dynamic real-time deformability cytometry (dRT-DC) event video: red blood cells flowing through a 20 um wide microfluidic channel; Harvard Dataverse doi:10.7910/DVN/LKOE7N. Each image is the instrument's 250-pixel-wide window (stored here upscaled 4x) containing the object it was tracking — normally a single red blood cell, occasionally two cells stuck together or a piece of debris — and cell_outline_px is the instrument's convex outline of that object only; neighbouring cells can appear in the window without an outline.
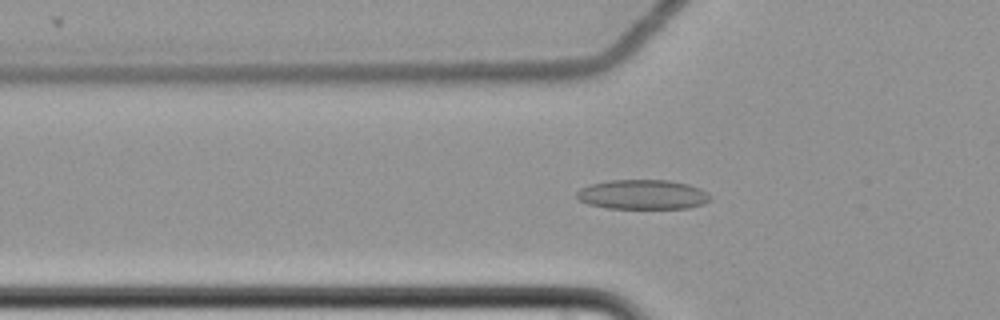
{"species": "common noctule bat (a hibernating species)", "species_latin": "Nyctalus noctula", "temperature_condition": "cold", "stored_images_in_passage": 62, "camera_frame_rate_fps": 3000, "um_per_image_px": 0.085, "animal": {"sex": "female", "body_mass_g": 22.7, "forearm_length_mm": 54.2}, "frame": {"image": 1, "passage_image": 23, "time_ms": 7.333, "image_size_px": [1000, 320], "cell_outline_px": [[712, 200], [704, 204], [688, 208], [608, 208], [588, 204], [580, 200], [576, 196], [576, 192], [580, 188], [592, 184], [608, 180], [668, 180], [688, 184], [700, 188], [708, 192], [712, 196]], "centroid_in_image_um": [54.67, 16.53], "position_along_channel_um": 71.1, "area_um2": 23.18}}
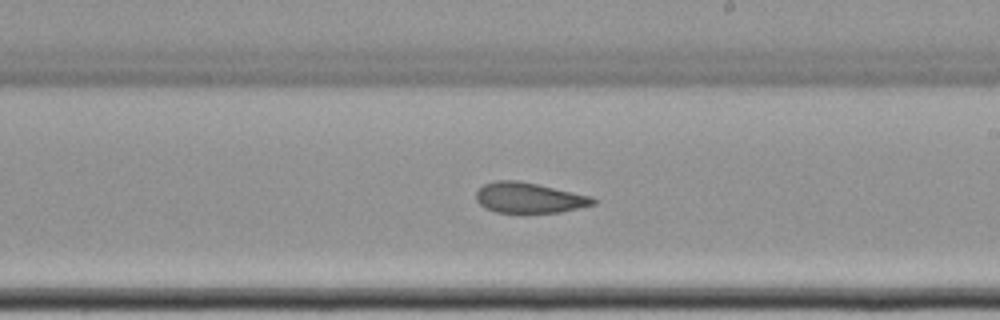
{"frame": {"image": 2, "passage_image": 38, "time_ms": 12.333, "image_size_px": [1000, 320], "cell_outline_px": [[596, 204], [560, 212], [496, 212], [484, 208], [476, 200], [476, 192], [484, 184], [496, 180], [516, 180], [536, 184], [592, 196], [596, 200]], "centroid_in_image_um": [44.96, 16.81], "position_along_channel_um": 244.0, "area_um2": 20.58}}
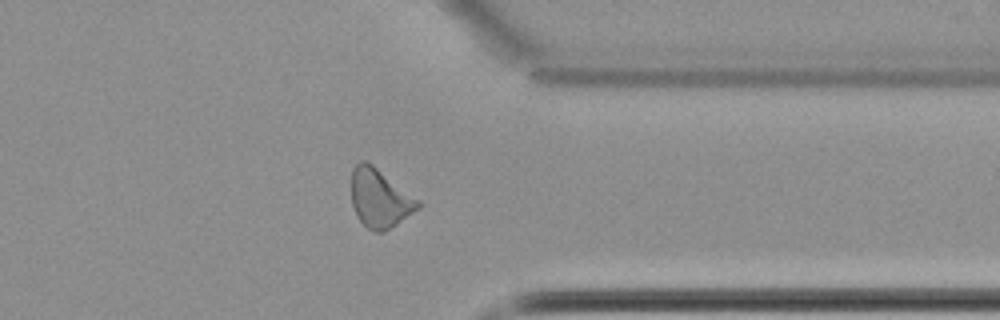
{"frame": {"image": 3, "passage_image": 50, "time_ms": 16.333, "image_size_px": [1000, 320], "cell_outline_px": [[424, 204], [420, 208], [384, 232], [376, 232], [368, 228], [356, 216], [352, 204], [352, 168], [360, 160], [364, 160], [372, 164], [420, 200]], "centroid_in_image_um": [32.3, 16.85], "position_along_channel_um": 379.1, "area_um2": 22.77}, "authors_computed_cell_mechanics": {"area_um2": 22.9177, "velocity_mm_per_s": 3.485, "shape_relaxation_time_tau1_ms": null, "shape_relaxation_time_tau2_ms": 3.7035, "deformation_change_tau1": null, "deformation_change_tau2": 0.097}}